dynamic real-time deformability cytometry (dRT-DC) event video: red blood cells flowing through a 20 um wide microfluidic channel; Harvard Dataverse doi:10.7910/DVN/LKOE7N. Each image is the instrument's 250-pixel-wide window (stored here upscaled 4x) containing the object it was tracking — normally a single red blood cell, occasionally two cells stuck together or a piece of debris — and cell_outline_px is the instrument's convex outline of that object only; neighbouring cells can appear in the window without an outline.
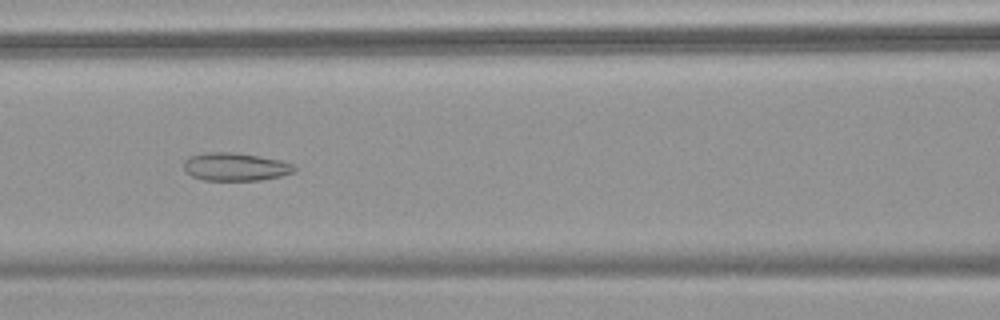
{"species": "common noctule bat (a hibernating species)", "species_latin": "Nyctalus noctula", "temperature_condition": "warm", "stored_images_in_passage": 53, "camera_frame_rate_fps": 3000, "um_per_image_px": 0.085, "animal": {"sex": "female", "body_mass_g": 18.4}, "frame": {"image": 1, "passage_image": 24, "time_ms": 7.667, "image_size_px": [1000, 320], "cell_outline_px": [[296, 168], [292, 172], [280, 176], [260, 180], [204, 180], [192, 176], [184, 168], [184, 160], [188, 156], [204, 152], [232, 152], [280, 160], [292, 164]], "centroid_in_image_um": [19.96, 14.17], "position_along_channel_um": 146.6, "area_um2": 17.86}}
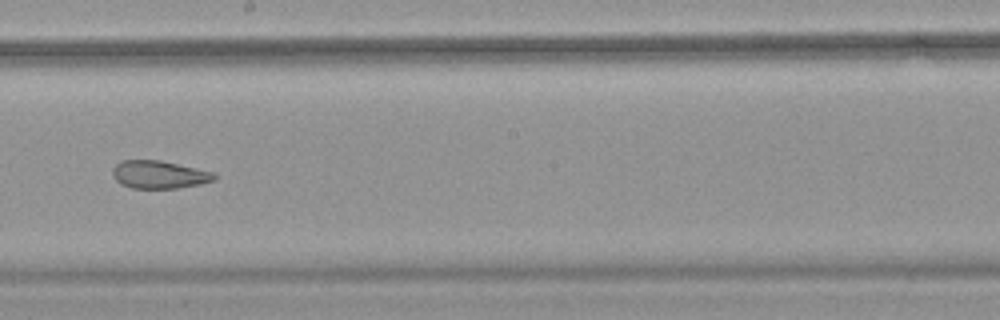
{"frame": {"image": 2, "passage_image": 31, "time_ms": 10.0, "image_size_px": [1000, 320], "cell_outline_px": [[216, 180], [200, 184], [176, 188], [132, 188], [120, 184], [112, 176], [112, 168], [120, 160], [160, 160], [216, 172]], "centroid_in_image_um": [13.53, 14.83], "position_along_channel_um": 234.7, "area_um2": 16.7}}
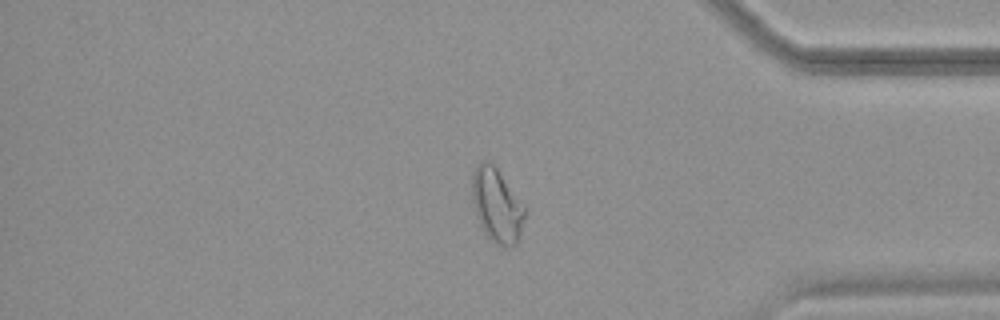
{"frame": {"image": 3, "passage_image": 45, "time_ms": 14.667, "image_size_px": [1000, 320], "cell_outline_px": [[524, 216], [520, 236], [516, 244], [512, 248], [508, 248], [496, 244], [484, 232], [476, 216], [472, 200], [472, 172], [476, 164], [480, 160], [488, 160], [496, 168], [524, 204]], "centroid_in_image_um": [42.21, 17.45], "position_along_channel_um": 393.0, "area_um2": 22.77}, "authors_computed_cell_mechanics": {"area_um2": 22.7732, "velocity_mm_per_s": 3.789, "shape_relaxation_time_tau1_ms": null, "shape_relaxation_time_tau2_ms": 1.8157, "deformation_change_tau1": null, "deformation_change_tau2": 0.0849}}